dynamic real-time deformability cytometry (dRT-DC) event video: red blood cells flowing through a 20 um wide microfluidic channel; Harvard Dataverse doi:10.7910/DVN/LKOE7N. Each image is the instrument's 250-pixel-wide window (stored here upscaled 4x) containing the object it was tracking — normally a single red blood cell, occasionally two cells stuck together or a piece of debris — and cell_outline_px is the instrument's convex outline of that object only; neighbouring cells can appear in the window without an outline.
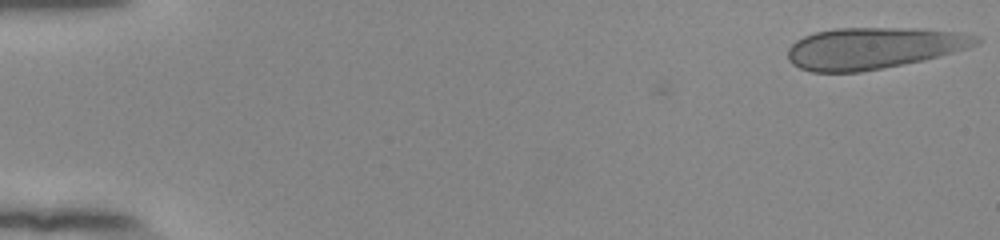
{"species": "human", "species_latin": "Homo sapiens", "temperature_condition": "room temperature", "stored_images_in_passage": 52, "camera_frame_rate_fps": 3000, "um_per_image_px": 0.085, "donor": {"sex": "female"}, "frame": {"image": 1, "passage_image": 1, "time_ms": 0.0, "image_size_px": [1000, 240], "cell_outline_px": [[984, 40], [980, 44], [968, 48], [924, 60], [904, 64], [860, 72], [812, 72], [800, 68], [792, 64], [788, 60], [788, 48], [796, 40], [804, 36], [816, 32], [836, 28], [920, 28], [960, 32], [980, 36]], "centroid_in_image_um": [74.29, 4.08], "position_along_channel_um": 10.7, "area_um2": 45.89}}
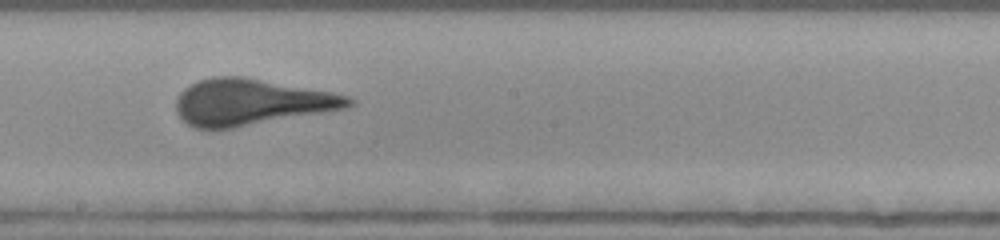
{"frame": {"image": 2, "passage_image": 30, "time_ms": 9.667, "image_size_px": [1000, 240], "cell_outline_px": [[356, 104], [344, 108], [232, 128], [196, 128], [188, 124], [176, 112], [176, 100], [180, 92], [184, 88], [200, 80], [212, 76], [244, 76], [332, 92], [348, 96], [356, 100]], "centroid_in_image_um": [21.33, 8.66], "position_along_channel_um": 226.9, "area_um2": 46.12}}
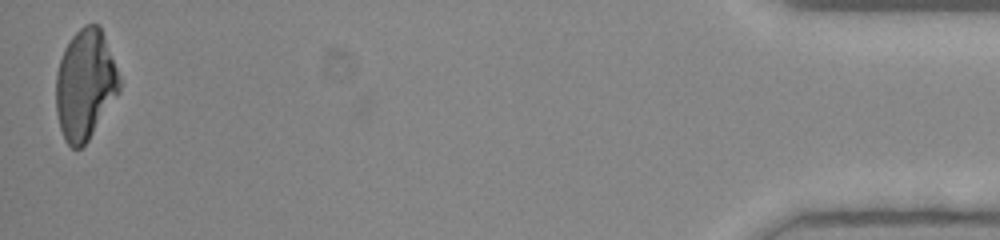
{"frame": {"image": 3, "passage_image": 52, "time_ms": 17.0, "image_size_px": [1000, 240], "cell_outline_px": [[120, 92], [88, 140], [80, 148], [72, 148], [64, 140], [60, 128], [56, 112], [56, 72], [64, 48], [72, 36], [84, 24], [100, 24], [120, 76]], "centroid_in_image_um": [7.24, 7.18], "position_along_channel_um": 428.0, "area_um2": 40.86}, "authors_computed_cell_mechanics": {"area_um2": 45.1418, "velocity_mm_per_s": 3.8807, "shape_relaxation_time_tau1_ms": 5.5377, "shape_relaxation_time_tau2_ms": null, "deformation_change_tau1": 0.1663, "deformation_change_tau2": null}}